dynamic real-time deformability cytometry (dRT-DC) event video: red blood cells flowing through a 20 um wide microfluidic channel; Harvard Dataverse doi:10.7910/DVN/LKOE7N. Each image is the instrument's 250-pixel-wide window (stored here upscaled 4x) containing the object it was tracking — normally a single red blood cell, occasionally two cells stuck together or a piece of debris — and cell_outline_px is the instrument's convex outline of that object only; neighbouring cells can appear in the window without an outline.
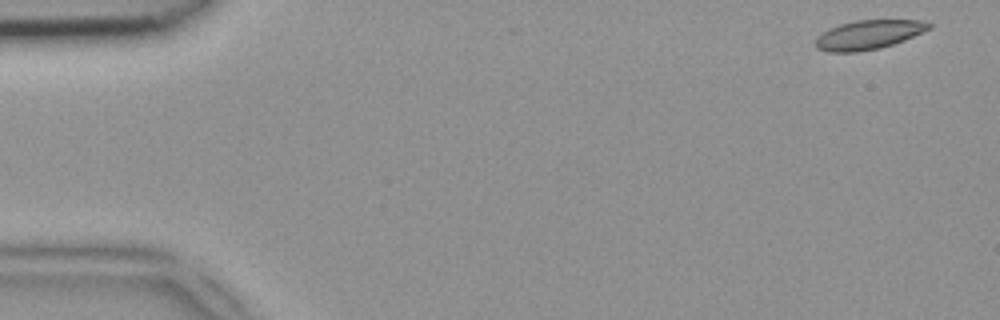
{"species": "common noctule bat (a hibernating species)", "species_latin": "Nyctalus noctula", "temperature_condition": "room temperature", "stored_images_in_passage": 48, "camera_frame_rate_fps": 3000, "um_per_image_px": 0.085, "animal": {"sex": "female", "body_mass_g": 18.4}, "frame": {"image": 1, "passage_image": 1, "time_ms": 0.0, "image_size_px": [1000, 320], "cell_outline_px": [[932, 28], [904, 40], [880, 48], [856, 52], [828, 52], [816, 48], [812, 44], [816, 36], [828, 28], [840, 24], [856, 20], [920, 20], [932, 24]], "centroid_in_image_um": [73.76, 2.95], "position_along_channel_um": 11.2, "area_um2": 19.48}}
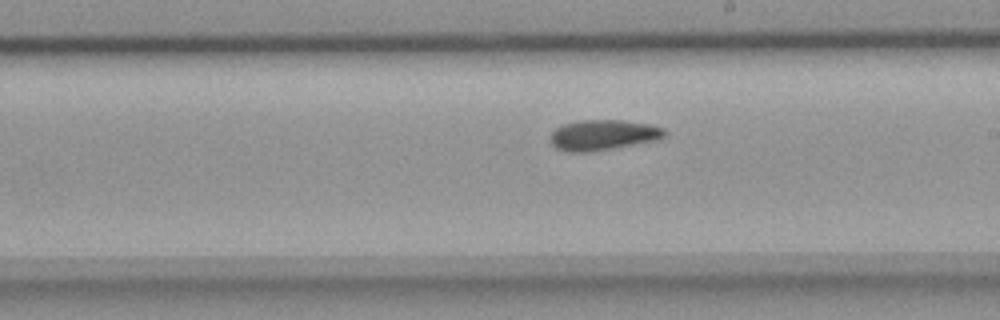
{"frame": {"image": 2, "passage_image": 27, "time_ms": 8.667, "image_size_px": [1000, 320], "cell_outline_px": [[664, 136], [652, 140], [592, 152], [568, 152], [556, 148], [548, 140], [548, 136], [556, 128], [564, 124], [580, 120], [624, 120], [648, 124], [664, 128]], "centroid_in_image_um": [51.16, 11.47], "position_along_channel_um": 237.8, "area_um2": 20.06}}
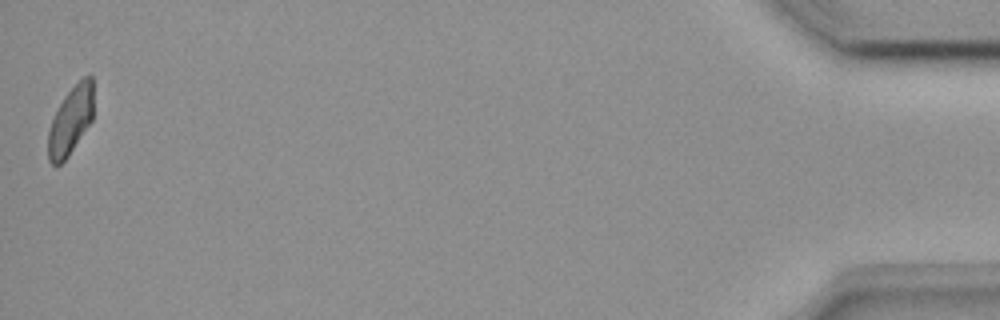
{"frame": {"image": 3, "passage_image": 48, "time_ms": 15.667, "image_size_px": [1000, 320], "cell_outline_px": [[92, 120], [68, 156], [60, 164], [52, 164], [48, 160], [48, 132], [52, 120], [64, 96], [84, 76], [92, 76]], "centroid_in_image_um": [5.99, 10.27], "position_along_channel_um": 429.2, "area_um2": 17.51}}